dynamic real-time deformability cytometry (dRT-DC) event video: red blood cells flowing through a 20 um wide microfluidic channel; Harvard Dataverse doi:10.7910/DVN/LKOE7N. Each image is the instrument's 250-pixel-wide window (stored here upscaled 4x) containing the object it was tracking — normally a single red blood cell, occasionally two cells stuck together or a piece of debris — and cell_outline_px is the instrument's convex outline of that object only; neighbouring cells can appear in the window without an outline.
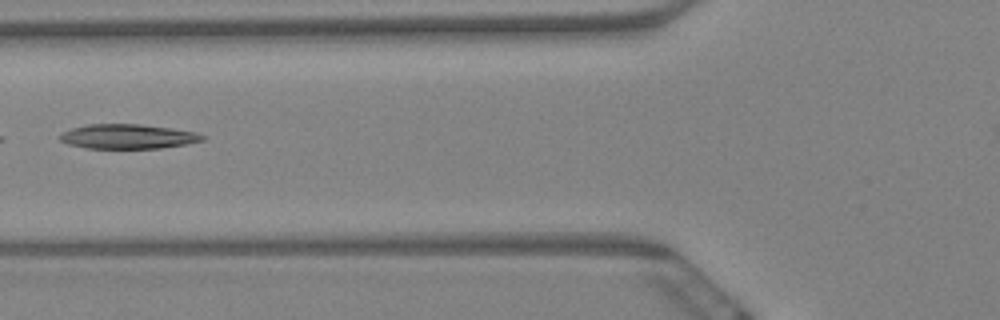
{"species": "Egyptian fruit bat (a non-hibernating species)", "species_latin": "Rousettus aegyptiacus", "temperature_condition": "warm", "stored_images_in_passage": 10, "segment_of_instrument_passage": [2, 2], "camera_frame_rate_fps": 3000, "um_per_image_px": 0.085, "animal": {"sex": "female"}, "frame": {"image": 1, "passage_image": 6, "time_ms": 1.667, "image_size_px": [1000, 320], "cell_outline_px": [[208, 136], [204, 140], [188, 144], [160, 148], [88, 148], [68, 144], [60, 140], [60, 136], [64, 132], [72, 128], [88, 124], [140, 124], [172, 128], [196, 132]], "centroid_in_image_um": [10.93, 11.6], "position_along_channel_um": 114.9, "area_um2": 20.4}}
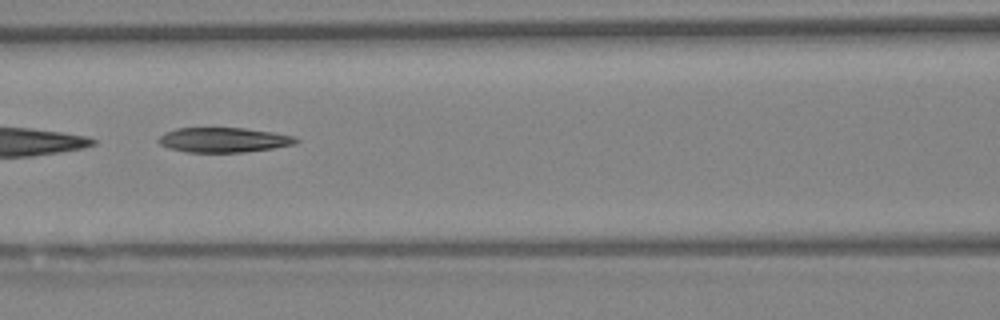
{"frame": {"image": 2, "passage_image": 7, "time_ms": 2.0, "image_size_px": [1000, 320], "cell_outline_px": [[300, 140], [292, 144], [272, 148], [244, 152], [188, 152], [168, 148], [160, 144], [156, 140], [164, 132], [176, 128], [244, 128], [272, 132], [292, 136]], "centroid_in_image_um": [18.94, 11.89], "position_along_channel_um": 147.7, "area_um2": 19.71}}